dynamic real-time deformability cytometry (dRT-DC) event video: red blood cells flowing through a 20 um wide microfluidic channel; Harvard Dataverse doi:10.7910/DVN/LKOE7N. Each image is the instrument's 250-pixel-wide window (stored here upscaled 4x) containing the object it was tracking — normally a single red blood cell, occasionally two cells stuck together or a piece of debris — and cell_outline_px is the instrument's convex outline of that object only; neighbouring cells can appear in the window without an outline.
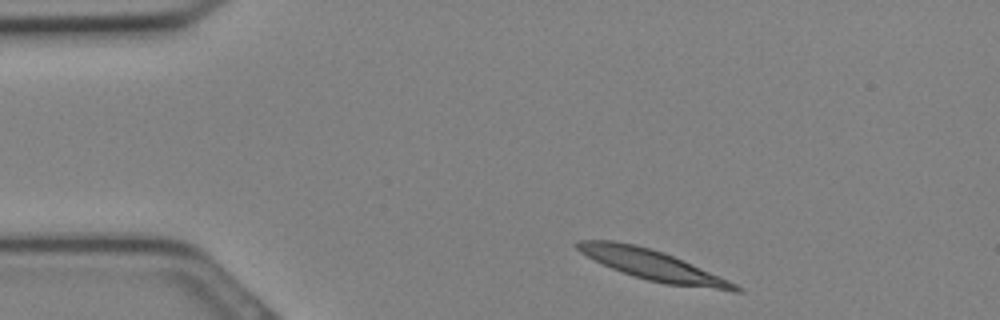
{"species": "Egyptian fruit bat (a non-hibernating species)", "species_latin": "Rousettus aegyptiacus", "temperature_condition": "cold", "stored_images_in_passage": 7, "camera_frame_rate_fps": 3000, "um_per_image_px": 0.085, "animal": {"sex": "female"}, "frame": {"image": 1, "passage_image": 1, "time_ms": 0.0, "image_size_px": [1000, 320], "cell_outline_px": [[744, 292], [732, 292], [664, 284], [648, 280], [612, 268], [580, 252], [576, 248], [576, 244], [580, 240], [612, 240], [636, 244], [664, 252], [728, 280], [744, 288]], "centroid_in_image_um": [55.56, 22.55], "position_along_channel_um": 29.4, "area_um2": 27.57}}
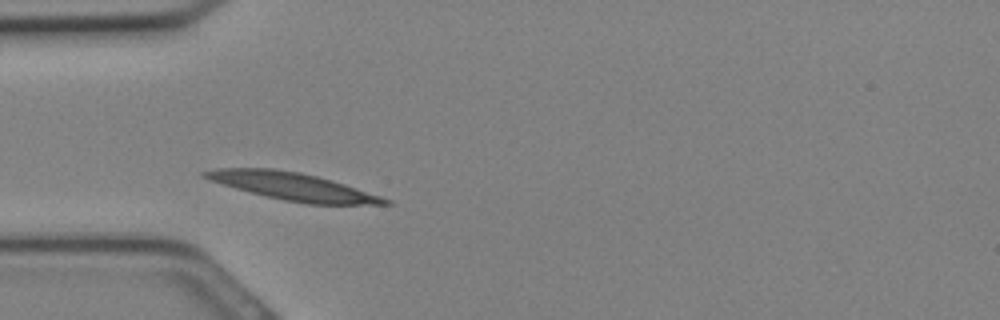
{"frame": {"image": 2, "passage_image": 5, "time_ms": 1.333, "image_size_px": [1000, 320], "cell_outline_px": [[392, 204], [308, 204], [284, 200], [236, 188], [208, 180], [200, 176], [200, 172], [216, 168], [272, 168], [300, 172], [332, 180], [392, 200]], "centroid_in_image_um": [24.84, 15.83], "position_along_channel_um": 60.2, "area_um2": 28.55}}
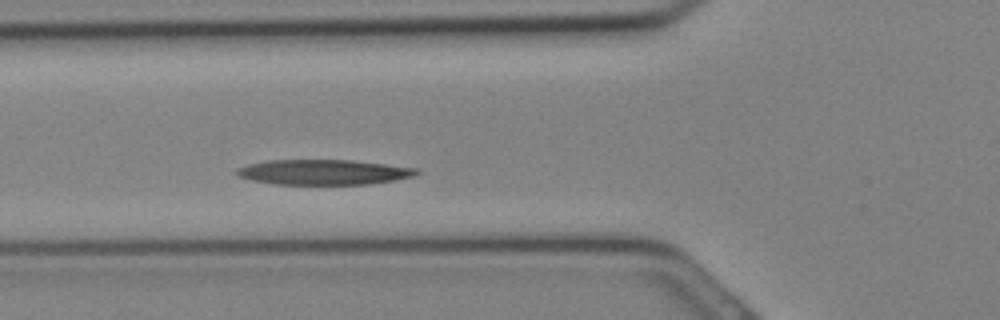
{"frame": {"image": 3, "passage_image": 7, "time_ms": 2.0, "image_size_px": [1000, 320], "cell_outline_px": [[420, 172], [416, 176], [368, 184], [276, 184], [252, 180], [236, 176], [236, 168], [248, 164], [268, 160], [352, 160], [420, 168]], "centroid_in_image_um": [27.51, 14.62], "position_along_channel_um": 98.3, "area_um2": 26.41}}